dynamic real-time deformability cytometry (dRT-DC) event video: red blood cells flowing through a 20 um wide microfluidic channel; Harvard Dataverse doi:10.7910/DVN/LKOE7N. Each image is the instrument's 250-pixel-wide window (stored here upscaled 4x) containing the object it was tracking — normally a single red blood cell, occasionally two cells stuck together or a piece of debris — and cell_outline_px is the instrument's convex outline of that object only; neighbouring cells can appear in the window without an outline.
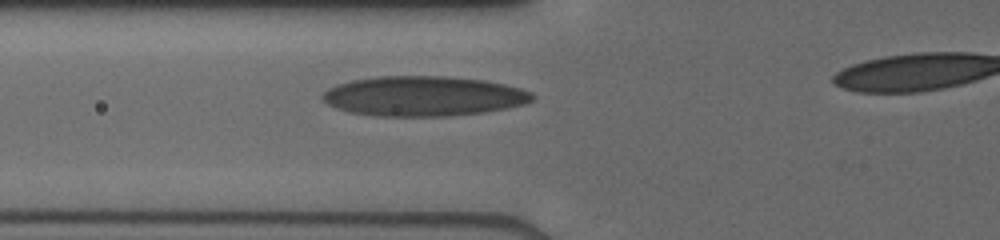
{"species": "human", "species_latin": "Homo sapiens", "temperature_condition": "cold", "stored_images_in_passage": 4, "camera_frame_rate_fps": 3000, "um_per_image_px": 0.085, "donor": {"sex": "male"}, "frame": {"image": 1, "passage_image": 4, "time_ms": 2.0, "image_size_px": [1000, 240], "cell_outline_px": [[536, 96], [532, 100], [524, 104], [484, 112], [448, 116], [380, 116], [352, 112], [328, 104], [320, 96], [328, 88], [336, 84], [352, 80], [376, 76], [444, 76], [484, 80], [504, 84], [520, 88], [532, 92]], "centroid_in_image_um": [36.01, 8.16], "position_along_channel_um": 89.8, "area_um2": 48.67}}